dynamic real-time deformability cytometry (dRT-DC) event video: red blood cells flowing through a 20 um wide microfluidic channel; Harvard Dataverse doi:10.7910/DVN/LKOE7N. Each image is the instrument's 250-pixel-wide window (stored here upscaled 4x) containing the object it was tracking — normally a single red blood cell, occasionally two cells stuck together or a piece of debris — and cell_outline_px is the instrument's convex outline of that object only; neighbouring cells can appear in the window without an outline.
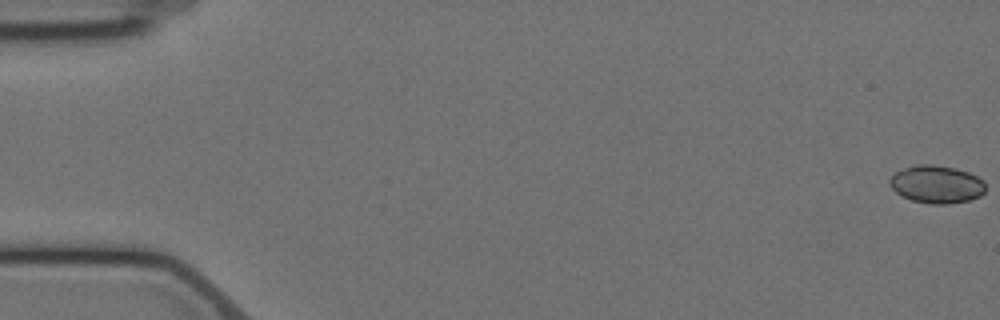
{"species": "Egyptian fruit bat (a non-hibernating species)", "species_latin": "Rousettus aegyptiacus", "temperature_condition": "cold", "stored_images_in_passage": 4, "camera_frame_rate_fps": 3000, "um_per_image_px": 0.085, "animal": {"sex": "female"}, "frame": {"image": 1, "passage_image": 1, "time_ms": 0.0, "image_size_px": [1000, 320], "cell_outline_px": [[984, 192], [980, 196], [968, 200], [944, 204], [932, 204], [912, 200], [900, 196], [888, 184], [888, 180], [896, 172], [904, 168], [916, 164], [932, 164], [956, 168], [968, 172], [984, 180]], "centroid_in_image_um": [79.58, 15.66], "position_along_channel_um": 5.4, "area_um2": 21.1}}